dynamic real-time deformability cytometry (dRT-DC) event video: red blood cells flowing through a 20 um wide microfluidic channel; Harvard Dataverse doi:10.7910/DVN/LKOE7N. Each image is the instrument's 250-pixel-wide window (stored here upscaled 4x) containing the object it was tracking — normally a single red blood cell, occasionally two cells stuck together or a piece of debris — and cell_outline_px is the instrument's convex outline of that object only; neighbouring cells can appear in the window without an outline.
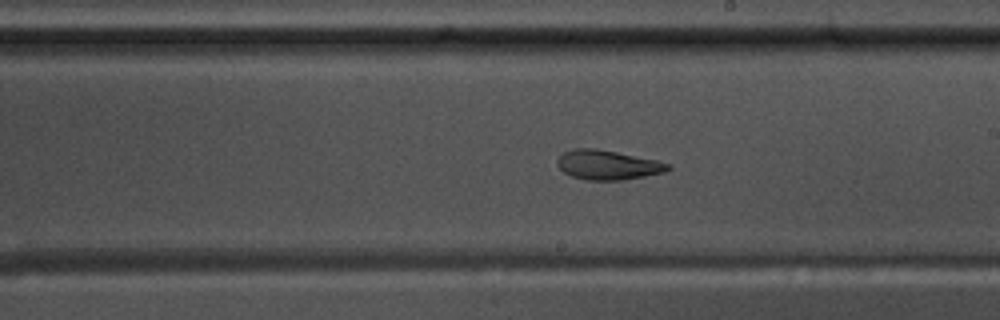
{"species": "common noctule bat (a hibernating species)", "species_latin": "Nyctalus noctula", "temperature_condition": "warm", "stored_images_in_passage": 39, "camera_frame_rate_fps": 3000, "um_per_image_px": 0.085, "animal": {"sex": "male", "body_mass_g": 17.5, "forearm_length_mm": 52.3}, "frame": {"image": 1, "passage_image": 15, "time_ms": 4.667, "image_size_px": [1000, 320], "cell_outline_px": [[672, 168], [664, 172], [644, 176], [620, 180], [588, 180], [572, 176], [564, 172], [556, 164], [556, 160], [564, 152], [576, 148], [596, 148], [656, 160], [672, 164]], "centroid_in_image_um": [51.66, 14.01], "position_along_channel_um": 237.3, "area_um2": 18.9}}
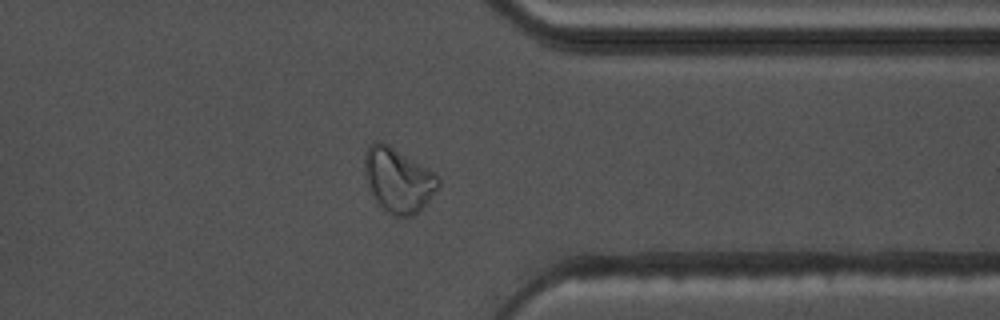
{"frame": {"image": 2, "passage_image": 27, "time_ms": 8.667, "image_size_px": [1000, 320], "cell_outline_px": [[440, 188], [420, 212], [412, 216], [392, 216], [376, 200], [368, 184], [364, 172], [364, 152], [376, 140], [380, 140], [388, 144], [432, 172], [440, 180]], "centroid_in_image_um": [33.86, 15.32], "position_along_channel_um": 377.5, "area_um2": 27.46}}
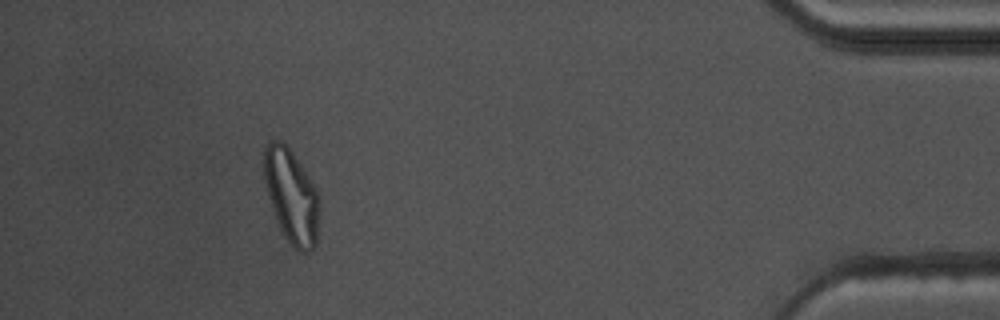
{"frame": {"image": 3, "passage_image": 34, "time_ms": 11.0, "image_size_px": [1000, 320], "cell_outline_px": [[320, 212], [316, 244], [312, 248], [304, 252], [300, 252], [284, 236], [280, 228], [272, 208], [268, 196], [264, 176], [264, 148], [268, 140], [280, 140], [292, 152], [316, 188], [320, 200]], "centroid_in_image_um": [24.78, 16.66], "position_along_channel_um": 410.4, "area_um2": 30.11}, "authors_computed_cell_mechanics": {"area_um2": 19.7676, "velocity_mm_per_s": 3.6322, "shape_relaxation_time_tau1_ms": null, "shape_relaxation_time_tau2_ms": 2.5806, "deformation_change_tau1": null, "deformation_change_tau2": 0.0868}}